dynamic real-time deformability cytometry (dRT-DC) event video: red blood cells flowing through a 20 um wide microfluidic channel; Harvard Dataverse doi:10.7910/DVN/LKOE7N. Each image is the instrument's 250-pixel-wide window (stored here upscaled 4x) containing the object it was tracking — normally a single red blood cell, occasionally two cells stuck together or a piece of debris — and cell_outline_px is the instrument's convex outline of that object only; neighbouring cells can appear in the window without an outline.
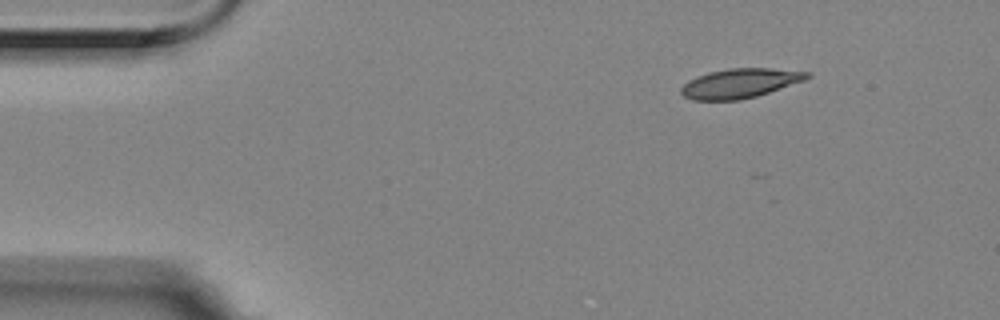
{"species": "Egyptian fruit bat (a non-hibernating species)", "species_latin": "Rousettus aegyptiacus", "temperature_condition": "room temperature", "stored_images_in_passage": 3, "camera_frame_rate_fps": 3000, "um_per_image_px": 0.085, "animal": {"sex": "female"}, "frame": {"image": 1, "passage_image": 1, "time_ms": 0.0, "image_size_px": [1000, 320], "cell_outline_px": [[812, 76], [804, 80], [756, 96], [740, 100], [692, 100], [684, 96], [680, 92], [680, 88], [688, 80], [696, 76], [708, 72], [728, 68], [772, 68], [812, 72]], "centroid_in_image_um": [62.88, 7.07], "position_along_channel_um": 22.1, "area_um2": 21.68}}
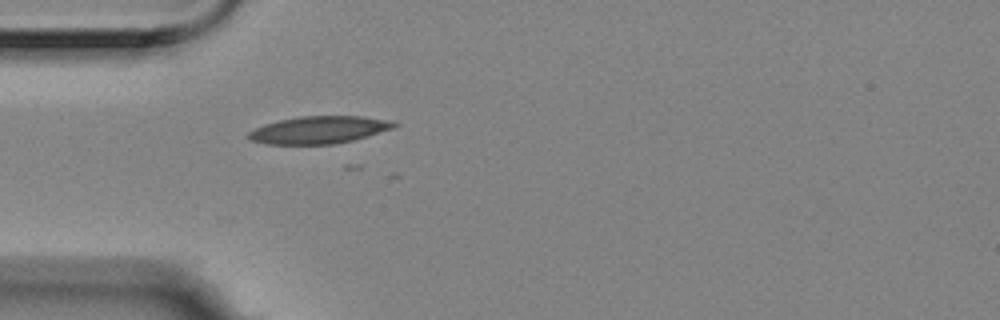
{"frame": {"image": 2, "passage_image": 3, "time_ms": 0.667, "image_size_px": [1000, 320], "cell_outline_px": [[400, 124], [396, 128], [352, 140], [336, 144], [268, 144], [248, 140], [248, 132], [264, 124], [280, 120], [300, 116], [360, 116], [392, 120]], "centroid_in_image_um": [27.16, 11.03], "position_along_channel_um": 57.8, "area_um2": 23.35}}